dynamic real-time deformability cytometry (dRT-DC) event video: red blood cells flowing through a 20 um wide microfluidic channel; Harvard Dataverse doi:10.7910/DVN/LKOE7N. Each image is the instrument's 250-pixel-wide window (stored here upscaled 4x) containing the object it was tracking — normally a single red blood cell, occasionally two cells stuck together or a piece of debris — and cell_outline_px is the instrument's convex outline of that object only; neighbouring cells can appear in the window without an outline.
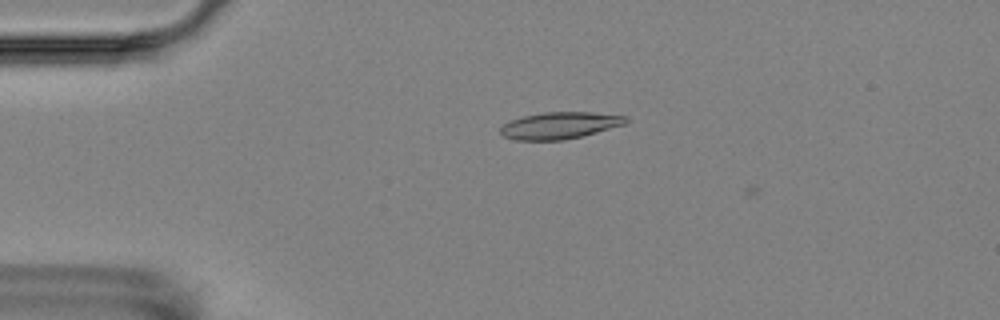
{"species": "Egyptian fruit bat (a non-hibernating species)", "species_latin": "Rousettus aegyptiacus", "temperature_condition": "room temperature", "stored_images_in_passage": 4, "camera_frame_rate_fps": 3000, "um_per_image_px": 0.085, "animal": {"sex": "female"}, "frame": {"image": 1, "passage_image": 3, "time_ms": 2.333, "image_size_px": [1000, 320], "cell_outline_px": [[628, 120], [624, 124], [596, 132], [564, 140], [516, 140], [504, 136], [500, 132], [500, 128], [508, 120], [524, 116], [544, 112], [592, 112], [628, 116]], "centroid_in_image_um": [47.55, 10.65], "position_along_channel_um": 37.4, "area_um2": 19.48}}